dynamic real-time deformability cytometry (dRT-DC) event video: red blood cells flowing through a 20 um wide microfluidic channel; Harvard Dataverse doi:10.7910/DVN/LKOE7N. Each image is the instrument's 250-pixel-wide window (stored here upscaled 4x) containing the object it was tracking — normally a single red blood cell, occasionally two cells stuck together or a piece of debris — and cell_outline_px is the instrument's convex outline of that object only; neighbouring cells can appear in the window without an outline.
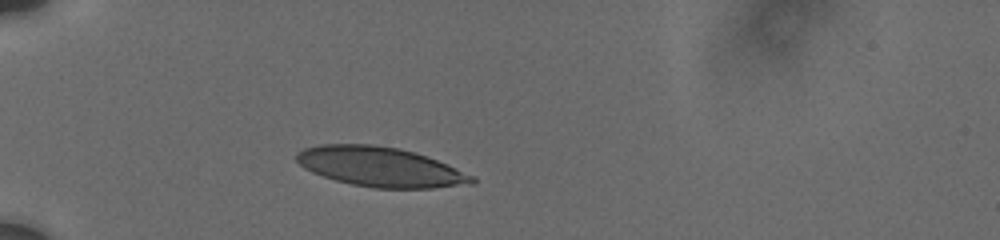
{"species": "human", "species_latin": "Homo sapiens", "temperature_condition": "cold", "stored_images_in_passage": 3, "camera_frame_rate_fps": 3000, "um_per_image_px": 0.085, "donor": {"sex": "male"}, "frame": {"image": 1, "passage_image": 1, "time_ms": 0.0, "image_size_px": [1000, 240], "cell_outline_px": [[476, 184], [436, 188], [372, 188], [352, 184], [336, 180], [312, 172], [304, 168], [296, 160], [296, 152], [304, 148], [320, 144], [372, 144], [400, 148], [416, 152], [448, 164], [476, 176]], "centroid_in_image_um": [32.38, 14.18], "position_along_channel_um": 52.6, "area_um2": 40.98}}
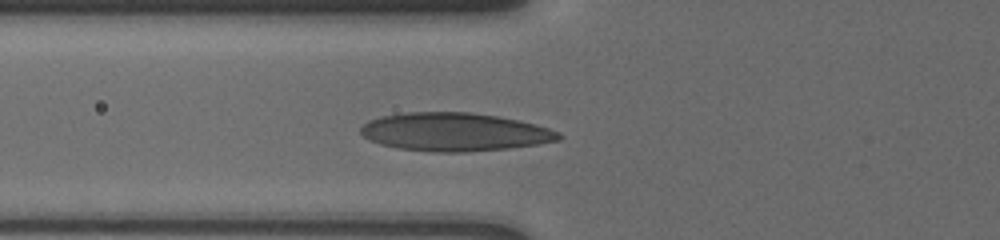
{"frame": {"image": 2, "passage_image": 3, "time_ms": 1.667, "image_size_px": [1000, 240], "cell_outline_px": [[564, 136], [560, 140], [536, 144], [508, 148], [464, 152], [432, 152], [396, 148], [380, 144], [364, 136], [360, 132], [360, 128], [368, 120], [380, 116], [408, 112], [468, 112], [500, 116], [520, 120], [536, 124], [560, 132]], "centroid_in_image_um": [38.65, 11.21], "position_along_channel_um": 87.1, "area_um2": 44.33}}